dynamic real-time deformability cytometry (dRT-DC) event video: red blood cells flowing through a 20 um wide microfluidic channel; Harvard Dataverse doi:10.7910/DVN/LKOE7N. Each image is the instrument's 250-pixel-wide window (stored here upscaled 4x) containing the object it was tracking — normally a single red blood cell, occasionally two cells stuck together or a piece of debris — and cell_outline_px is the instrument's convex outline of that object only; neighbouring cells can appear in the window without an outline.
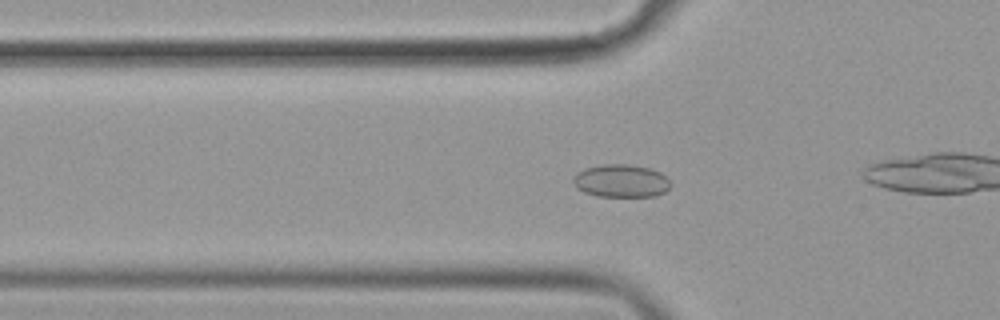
{"species": "common noctule bat (a hibernating species)", "species_latin": "Nyctalus noctula", "temperature_condition": "cold", "stored_images_in_passage": 47, "camera_frame_rate_fps": 3000, "um_per_image_px": 0.085, "animal": {"sex": "female", "body_mass_g": 19.9}, "frame": {"image": 1, "passage_image": 20, "time_ms": 6.333, "image_size_px": [1000, 320], "cell_outline_px": [[672, 184], [664, 192], [656, 196], [596, 196], [584, 192], [576, 188], [572, 180], [572, 176], [576, 172], [584, 168], [600, 164], [628, 164], [652, 168], [660, 172]], "centroid_in_image_um": [52.75, 15.36], "position_along_channel_um": 73.0, "area_um2": 18.9}}
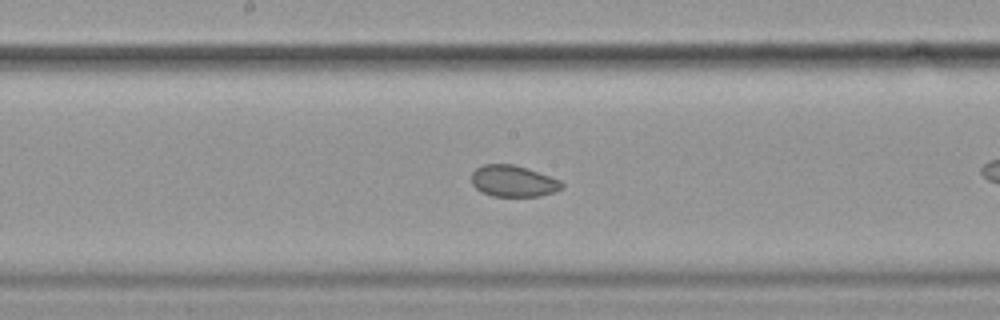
{"frame": {"image": 2, "passage_image": 31, "time_ms": 10.0, "image_size_px": [1000, 320], "cell_outline_px": [[564, 188], [540, 196], [492, 196], [480, 192], [472, 184], [472, 172], [476, 168], [484, 164], [512, 164], [560, 180], [564, 184]], "centroid_in_image_um": [43.6, 15.4], "position_along_channel_um": 204.6, "area_um2": 16.36}}
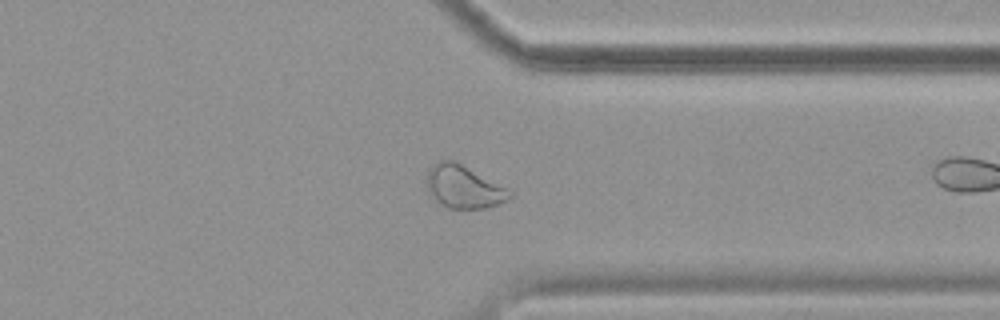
{"frame": {"image": 3, "passage_image": 45, "time_ms": 14.667, "image_size_px": [1000, 320], "cell_outline_px": [[512, 196], [508, 200], [488, 208], [448, 208], [440, 204], [428, 192], [428, 168], [436, 160], [452, 160], [508, 188], [512, 192]], "centroid_in_image_um": [39.41, 15.89], "position_along_channel_um": 372.0, "area_um2": 20.52}}